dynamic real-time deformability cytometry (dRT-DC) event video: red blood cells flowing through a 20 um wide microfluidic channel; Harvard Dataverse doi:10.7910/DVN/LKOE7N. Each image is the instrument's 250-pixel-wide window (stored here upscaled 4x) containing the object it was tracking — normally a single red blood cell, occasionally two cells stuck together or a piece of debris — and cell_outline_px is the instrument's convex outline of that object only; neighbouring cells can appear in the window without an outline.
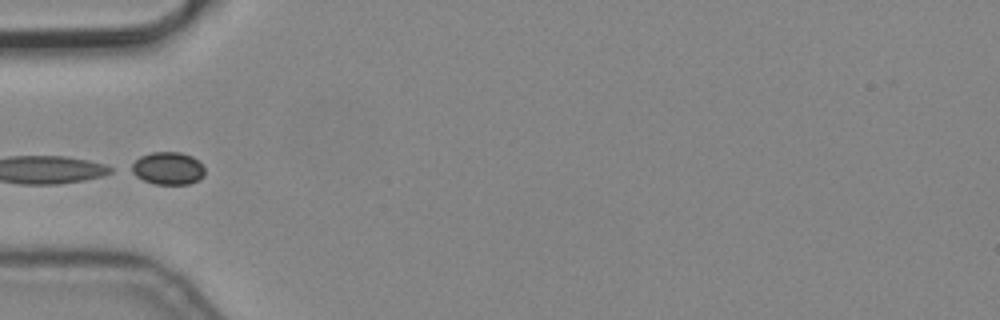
{"species": "common noctule bat (a hibernating species)", "species_latin": "Nyctalus noctula", "temperature_condition": "cold", "stored_images_in_passage": 8, "camera_frame_rate_fps": 3000, "um_per_image_px": 0.085, "animal": {"sex": "male", "body_mass_g": 19.2, "forearm_length_mm": 51.8}, "frame": {"image": 1, "passage_image": 6, "time_ms": 1.667, "image_size_px": [1000, 320], "cell_outline_px": [[204, 176], [200, 180], [188, 184], [156, 184], [144, 180], [128, 172], [124, 168], [140, 156], [152, 152], [180, 152], [192, 156], [204, 168]], "centroid_in_image_um": [14.18, 14.31], "position_along_channel_um": 70.8, "area_um2": 14.28}}
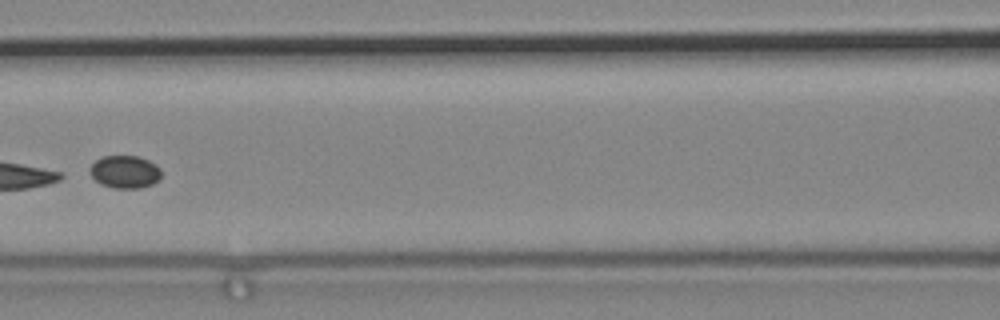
{"frame": {"image": 2, "passage_image": 8, "time_ms": 2.333, "image_size_px": [1000, 320], "cell_outline_px": [[160, 180], [152, 184], [140, 188], [116, 188], [100, 184], [92, 176], [92, 164], [96, 160], [104, 156], [140, 156], [156, 164], [160, 168]], "centroid_in_image_um": [10.66, 14.6], "position_along_channel_um": 155.9, "area_um2": 13.47}}